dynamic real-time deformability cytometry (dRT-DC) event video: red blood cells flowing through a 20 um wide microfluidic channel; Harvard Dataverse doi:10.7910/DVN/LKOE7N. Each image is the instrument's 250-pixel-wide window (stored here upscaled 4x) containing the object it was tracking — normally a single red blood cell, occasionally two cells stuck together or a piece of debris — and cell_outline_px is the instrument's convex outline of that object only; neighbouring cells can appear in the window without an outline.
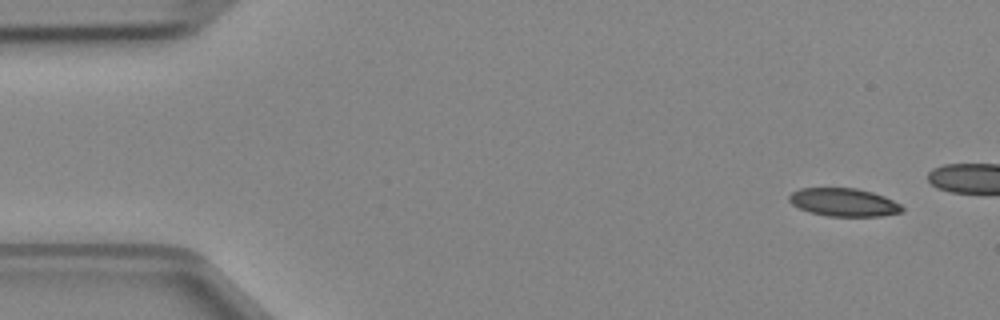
{"species": "Egyptian fruit bat (a non-hibernating species)", "species_latin": "Rousettus aegyptiacus", "temperature_condition": "cold", "stored_images_in_passage": 4, "camera_frame_rate_fps": 3000, "um_per_image_px": 0.085, "animal": {"sex": "female"}, "frame": {"image": 1, "passage_image": 1, "time_ms": 0.0, "image_size_px": [1000, 320], "cell_outline_px": [[904, 208], [900, 212], [880, 216], [828, 216], [812, 212], [800, 208], [792, 204], [788, 200], [788, 196], [792, 192], [800, 188], [856, 188], [872, 192], [884, 196], [900, 204]], "centroid_in_image_um": [71.7, 17.18], "position_along_channel_um": 13.3, "area_um2": 18.32}}